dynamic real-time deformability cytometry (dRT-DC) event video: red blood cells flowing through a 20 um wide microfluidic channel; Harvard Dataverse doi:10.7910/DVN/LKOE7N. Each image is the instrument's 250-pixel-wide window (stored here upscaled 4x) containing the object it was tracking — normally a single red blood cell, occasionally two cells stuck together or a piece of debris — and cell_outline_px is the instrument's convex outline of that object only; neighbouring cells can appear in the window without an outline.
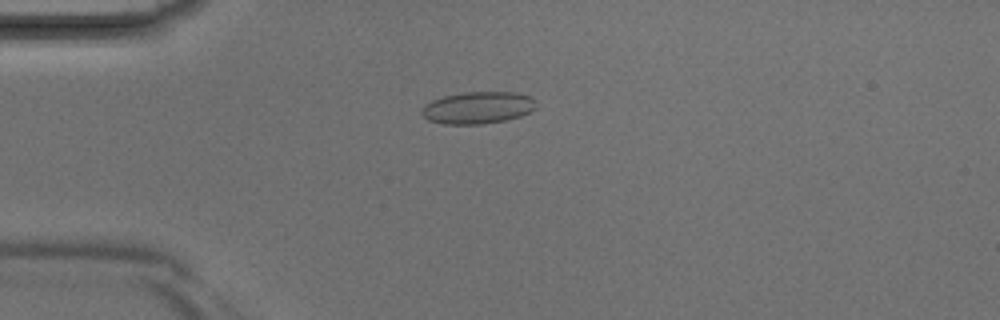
{"species": "Egyptian fruit bat (a non-hibernating species)", "species_latin": "Rousettus aegyptiacus", "temperature_condition": "room temperature", "stored_images_in_passage": 2, "camera_frame_rate_fps": 3000, "um_per_image_px": 0.085, "animal": {"sex": "male"}, "frame": {"image": 1, "passage_image": 2, "time_ms": 0.333, "image_size_px": [1000, 320], "cell_outline_px": [[536, 108], [520, 116], [504, 120], [480, 124], [444, 124], [428, 120], [420, 112], [424, 104], [432, 100], [444, 96], [464, 92], [512, 92], [528, 96], [536, 100]], "centroid_in_image_um": [40.59, 9.15], "position_along_channel_um": 44.4, "area_um2": 21.27}}